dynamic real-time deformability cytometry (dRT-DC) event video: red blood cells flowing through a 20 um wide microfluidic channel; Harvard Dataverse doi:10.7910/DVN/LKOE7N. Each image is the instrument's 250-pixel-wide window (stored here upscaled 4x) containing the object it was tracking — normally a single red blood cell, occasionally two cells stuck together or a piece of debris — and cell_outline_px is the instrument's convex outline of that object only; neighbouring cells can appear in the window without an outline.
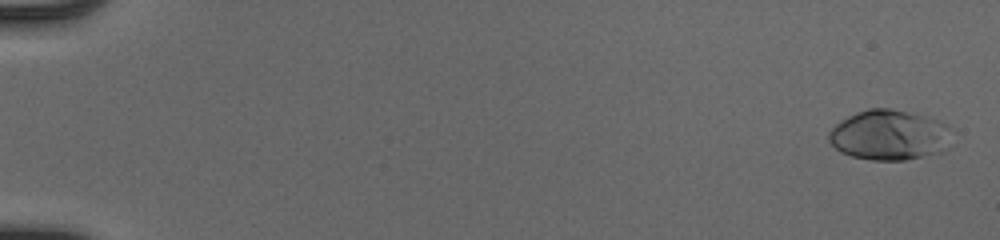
{"species": "human", "species_latin": "Homo sapiens", "temperature_condition": "cold", "stored_images_in_passage": 52, "camera_frame_rate_fps": 3000, "um_per_image_px": 0.085, "donor": {"sex": "male"}, "frame": {"image": 1, "passage_image": 2, "time_ms": 0.333, "image_size_px": [1000, 240], "cell_outline_px": [[952, 128], [944, 148], [940, 152], [904, 160], [872, 160], [852, 156], [840, 152], [828, 140], [828, 132], [840, 120], [856, 112], [868, 108], [892, 108], [924, 116], [948, 124]], "centroid_in_image_um": [75.54, 11.47], "position_along_channel_um": 9.5, "area_um2": 35.78}}
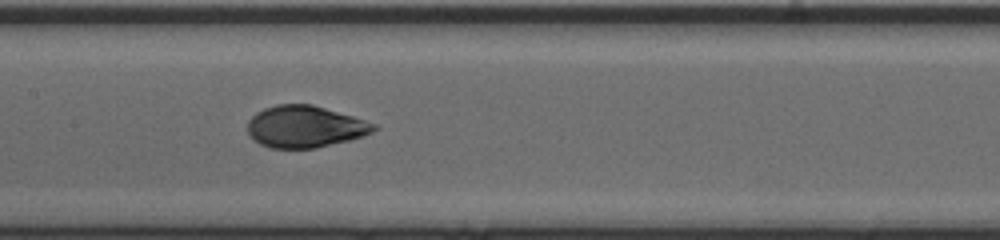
{"frame": {"image": 2, "passage_image": 28, "time_ms": 9.0, "image_size_px": [1000, 240], "cell_outline_px": [[380, 128], [364, 136], [316, 148], [268, 148], [260, 144], [248, 132], [248, 120], [256, 112], [264, 108], [276, 104], [312, 104], [352, 116], [376, 124]], "centroid_in_image_um": [25.93, 10.76], "position_along_channel_um": 181.5, "area_um2": 30.69}}
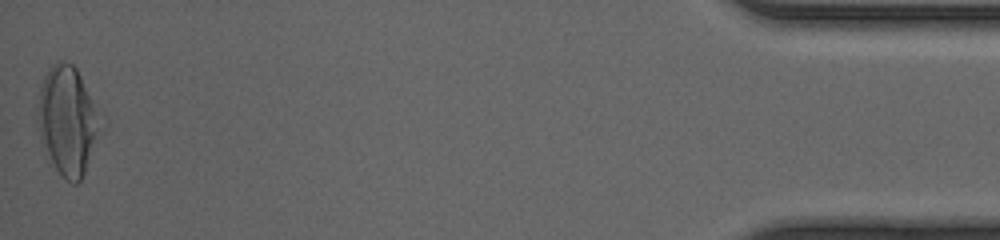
{"frame": {"image": 3, "passage_image": 52, "time_ms": 17.0, "image_size_px": [1000, 240], "cell_outline_px": [[104, 132], [80, 180], [76, 184], [72, 184], [56, 168], [40, 136], [36, 120], [36, 108], [40, 88], [44, 76], [48, 68], [56, 60], [64, 60], [72, 64], [76, 68], [80, 76]], "centroid_in_image_um": [5.73, 10.24], "position_along_channel_um": 429.5, "area_um2": 39.19}, "authors_computed_cell_mechanics": {"area_um2": 31.9345, "velocity_mm_per_s": 4.13, "shape_relaxation_time_tau1_ms": 4.0917, "shape_relaxation_time_tau2_ms": null, "deformation_change_tau1": 0.1847, "deformation_change_tau2": null}}